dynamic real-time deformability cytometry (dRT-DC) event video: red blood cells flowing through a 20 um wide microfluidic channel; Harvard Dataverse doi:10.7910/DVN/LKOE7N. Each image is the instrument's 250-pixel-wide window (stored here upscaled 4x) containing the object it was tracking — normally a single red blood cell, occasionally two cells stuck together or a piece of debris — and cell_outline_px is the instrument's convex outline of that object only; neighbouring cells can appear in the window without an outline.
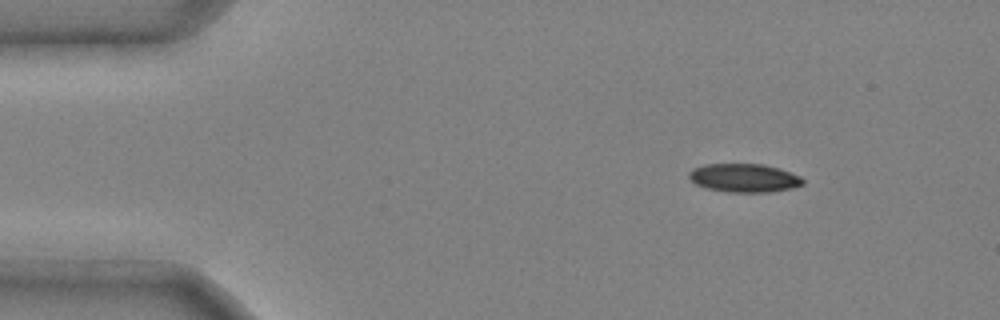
{"species": "common noctule bat (a hibernating species)", "species_latin": "Nyctalus noctula", "temperature_condition": "cold", "stored_images_in_passage": 42, "camera_frame_rate_fps": 3000, "um_per_image_px": 0.085, "animal": {"sex": "male", "body_mass_g": 20.4}, "frame": {"image": 1, "passage_image": 1, "time_ms": 0.0, "image_size_px": [1000, 320], "cell_outline_px": [[804, 184], [792, 188], [768, 192], [728, 192], [704, 188], [696, 184], [688, 176], [688, 172], [692, 168], [704, 164], [764, 164], [800, 176], [804, 180]], "centroid_in_image_um": [63.21, 15.12], "position_along_channel_um": 21.8, "area_um2": 18.9}}
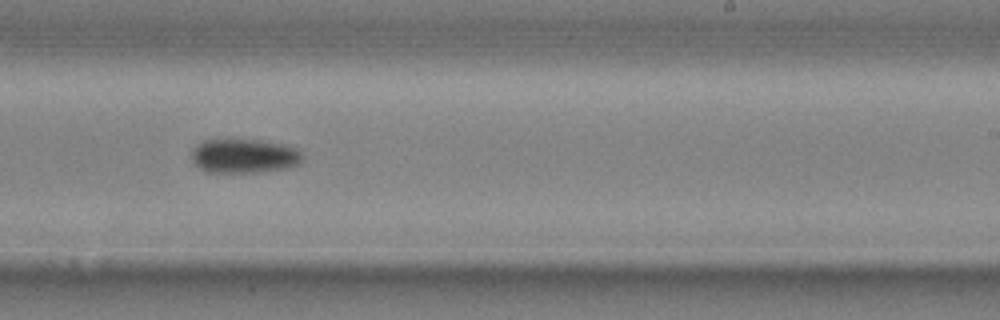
{"frame": {"image": 2, "passage_image": 25, "time_ms": 8.0, "image_size_px": [1000, 320], "cell_outline_px": [[304, 160], [300, 164], [284, 168], [256, 172], [208, 172], [200, 168], [192, 160], [192, 148], [196, 144], [204, 140], [228, 136], [268, 140], [288, 144], [296, 148], [304, 156]], "centroid_in_image_um": [20.76, 13.18], "position_along_channel_um": 268.2, "area_um2": 23.24}}
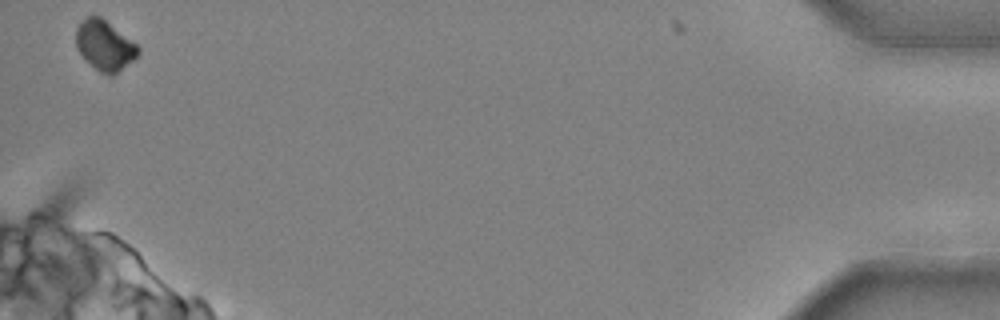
{"frame": {"image": 3, "passage_image": 42, "time_ms": 13.667, "image_size_px": [1000, 320], "cell_outline_px": [[140, 52], [132, 60], [112, 76], [108, 76], [100, 72], [76, 48], [76, 28], [88, 16], [100, 16], [136, 44], [140, 48]], "centroid_in_image_um": [8.9, 3.86], "position_along_channel_um": 426.3, "area_um2": 17.51}, "authors_computed_cell_mechanics": {"area_um2": 21.0392, "velocity_mm_per_s": 3.99, "shape_relaxation_time_tau1_ms": 2.7266, "shape_relaxation_time_tau2_ms": null, "deformation_change_tau1": 0.0943, "deformation_change_tau2": null}}